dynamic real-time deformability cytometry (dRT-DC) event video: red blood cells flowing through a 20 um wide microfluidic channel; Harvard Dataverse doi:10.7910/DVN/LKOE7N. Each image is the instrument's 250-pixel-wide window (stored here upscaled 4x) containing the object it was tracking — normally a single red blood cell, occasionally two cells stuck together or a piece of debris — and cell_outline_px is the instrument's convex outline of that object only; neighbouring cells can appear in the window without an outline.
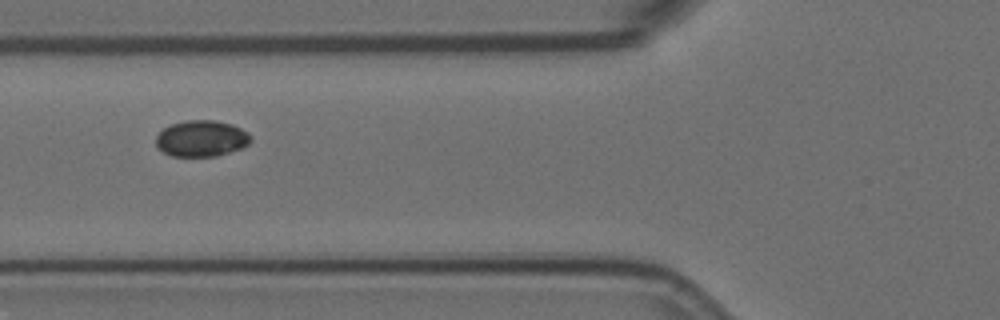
{"species": "Egyptian fruit bat (a non-hibernating species)", "species_latin": "Rousettus aegyptiacus", "temperature_condition": "room temperature", "stored_images_in_passage": 4, "camera_frame_rate_fps": 3000, "um_per_image_px": 0.085, "animal": {"sex": "female"}, "frame": {"image": 1, "passage_image": 3, "time_ms": 0.667, "image_size_px": [1000, 320], "cell_outline_px": [[252, 140], [248, 144], [240, 148], [216, 156], [172, 156], [164, 152], [156, 144], [156, 136], [164, 128], [172, 124], [188, 120], [216, 120], [232, 124], [248, 132], [252, 136]], "centroid_in_image_um": [17.15, 11.76], "position_along_channel_um": 108.7, "area_um2": 19.88}}
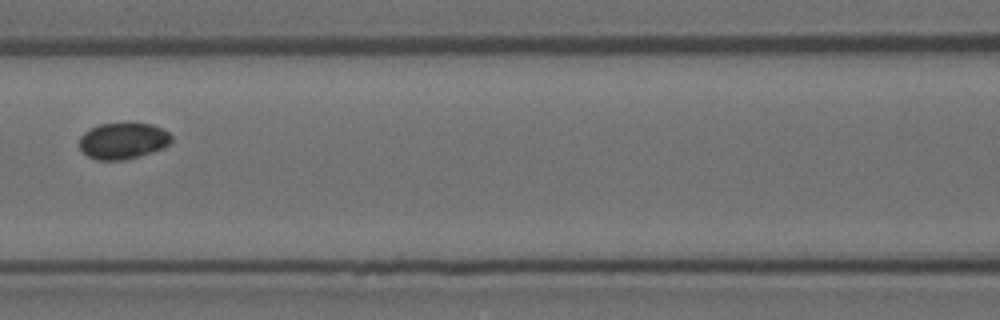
{"frame": {"image": 2, "passage_image": 4, "time_ms": 1.0, "image_size_px": [1000, 320], "cell_outline_px": [[172, 140], [164, 148], [140, 156], [124, 160], [96, 160], [88, 156], [80, 148], [80, 136], [84, 132], [100, 124], [152, 124], [164, 128], [172, 136]], "centroid_in_image_um": [10.48, 11.98], "position_along_channel_um": 156.1, "area_um2": 19.42}}